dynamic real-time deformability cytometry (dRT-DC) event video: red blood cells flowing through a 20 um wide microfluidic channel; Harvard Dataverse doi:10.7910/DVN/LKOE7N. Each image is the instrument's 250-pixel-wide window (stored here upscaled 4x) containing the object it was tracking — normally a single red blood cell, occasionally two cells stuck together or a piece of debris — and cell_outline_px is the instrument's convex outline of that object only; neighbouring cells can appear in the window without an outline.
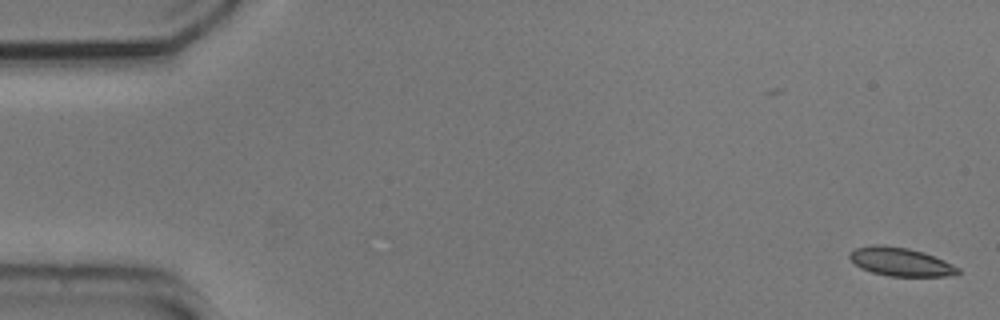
{"species": "common noctule bat (a hibernating species)", "species_latin": "Nyctalus noctula", "temperature_condition": "cold", "stored_images_in_passage": 15, "camera_frame_rate_fps": 3000, "um_per_image_px": 0.085, "animal": {"sex": "male", "body_mass_g": 20.5, "forearm_length_mm": 52.5}, "frame": {"image": 1, "passage_image": 1, "time_ms": 0.0, "image_size_px": [1000, 320], "cell_outline_px": [[960, 272], [948, 276], [888, 276], [872, 272], [860, 268], [848, 256], [856, 248], [872, 244], [884, 244], [908, 248], [924, 252], [944, 260], [960, 268]], "centroid_in_image_um": [76.55, 22.24], "position_along_channel_um": 8.4, "area_um2": 17.98}}
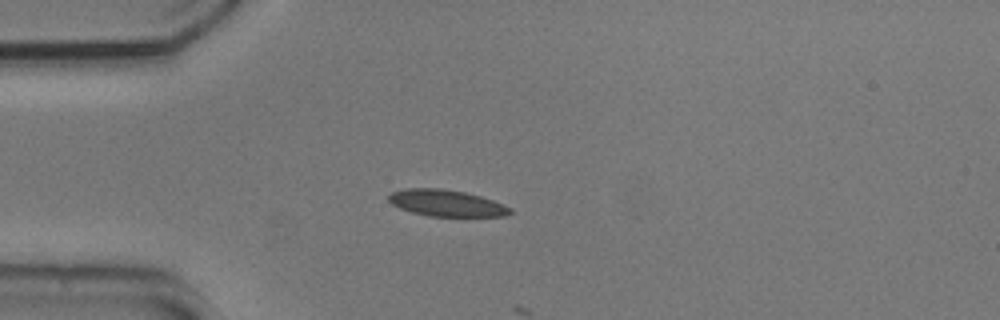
{"frame": {"image": 2, "passage_image": 14, "time_ms": 4.333, "image_size_px": [1000, 320], "cell_outline_px": [[512, 212], [504, 216], [428, 216], [412, 212], [400, 208], [392, 204], [388, 200], [388, 196], [392, 192], [404, 188], [440, 188], [464, 192], [480, 196], [504, 204], [512, 208]], "centroid_in_image_um": [37.94, 17.26], "position_along_channel_um": 47.1, "area_um2": 18.73}}